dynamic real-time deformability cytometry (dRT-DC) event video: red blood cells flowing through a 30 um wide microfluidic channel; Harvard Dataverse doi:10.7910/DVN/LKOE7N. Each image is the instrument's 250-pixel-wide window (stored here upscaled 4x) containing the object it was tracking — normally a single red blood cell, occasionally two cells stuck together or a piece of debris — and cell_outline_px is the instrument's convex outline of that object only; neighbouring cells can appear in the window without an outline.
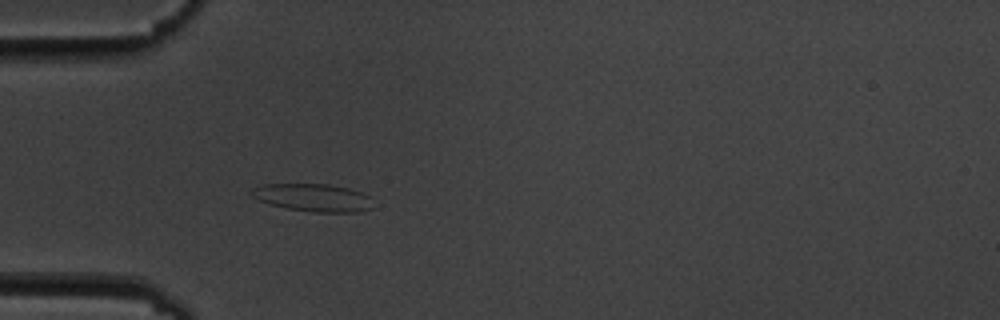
{"species": "common noctule bat (a hibernating species)", "species_latin": "Nyctalus noctula", "temperature_condition": "cold", "stored_images_in_passage": 5, "camera_frame_rate_fps": 3000, "um_per_image_px": 0.085, "animal": {"sex": "male", "body_mass_g": 19.5, "forearm_length_mm": 54.6}, "frame": {"image": 1, "passage_image": 5, "time_ms": 5.333, "image_size_px": [1000, 320], "cell_outline_px": [[376, 208], [360, 212], [312, 212], [288, 208], [268, 204], [256, 200], [248, 192], [252, 188], [260, 184], [328, 184], [348, 188], [360, 192], [368, 196]], "centroid_in_image_um": [26.59, 16.8], "position_along_channel_um": 58.4, "area_um2": 19.94}}